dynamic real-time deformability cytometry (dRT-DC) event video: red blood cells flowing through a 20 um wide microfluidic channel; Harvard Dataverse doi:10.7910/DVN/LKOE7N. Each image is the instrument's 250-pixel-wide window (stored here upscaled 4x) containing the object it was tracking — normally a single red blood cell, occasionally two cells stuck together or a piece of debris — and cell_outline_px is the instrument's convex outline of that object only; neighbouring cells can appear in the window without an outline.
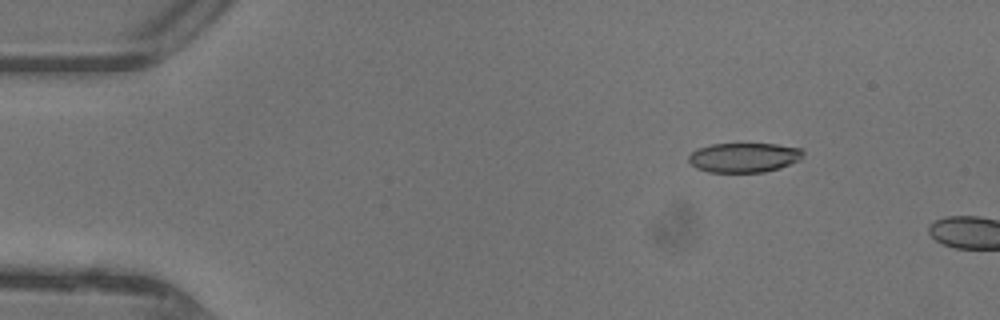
{"species": "common noctule bat (a hibernating species)", "species_latin": "Nyctalus noctula", "temperature_condition": "warm", "stored_images_in_passage": 9, "camera_frame_rate_fps": 3000, "um_per_image_px": 0.085, "animal": {"sex": "female"}, "frame": {"image": 1, "passage_image": 6, "time_ms": 1.667, "image_size_px": [1000, 320], "cell_outline_px": [[804, 152], [800, 160], [780, 168], [764, 172], [708, 172], [696, 168], [688, 160], [688, 156], [692, 152], [700, 148], [712, 144], [776, 144], [800, 148]], "centroid_in_image_um": [63.25, 13.39], "position_along_channel_um": 21.7, "area_um2": 19.65}}